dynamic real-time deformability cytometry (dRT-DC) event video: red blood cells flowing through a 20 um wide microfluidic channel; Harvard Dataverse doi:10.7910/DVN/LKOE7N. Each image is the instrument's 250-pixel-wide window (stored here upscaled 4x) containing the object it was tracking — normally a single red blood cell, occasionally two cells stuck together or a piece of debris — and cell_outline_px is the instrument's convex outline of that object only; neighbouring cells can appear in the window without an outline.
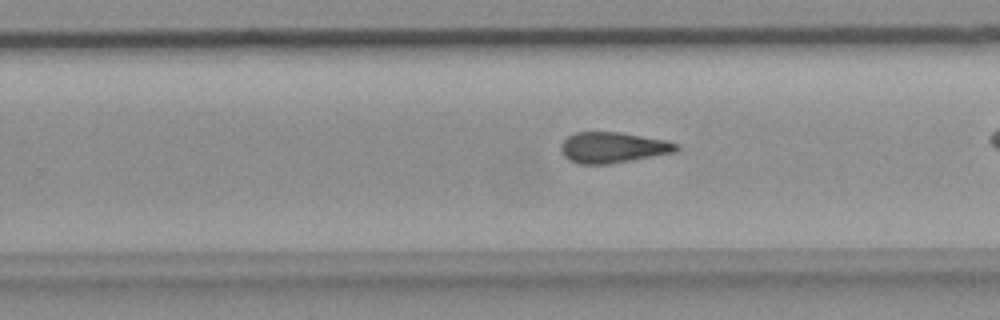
{"species": "common noctule bat (a hibernating species)", "species_latin": "Nyctalus noctula", "temperature_condition": "room temperature", "stored_images_in_passage": 30, "camera_frame_rate_fps": 3000, "um_per_image_px": 0.085, "animal": {"sex": "female", "body_mass_g": 18.4}, "frame": {"image": 1, "passage_image": 22, "time_ms": 7.0, "image_size_px": [1000, 320], "cell_outline_px": [[680, 148], [676, 152], [608, 164], [580, 164], [568, 160], [564, 156], [560, 148], [560, 144], [568, 136], [576, 132], [620, 132], [664, 140], [680, 144]], "centroid_in_image_um": [52.08, 12.54], "position_along_channel_um": 277.7, "area_um2": 20.69}}